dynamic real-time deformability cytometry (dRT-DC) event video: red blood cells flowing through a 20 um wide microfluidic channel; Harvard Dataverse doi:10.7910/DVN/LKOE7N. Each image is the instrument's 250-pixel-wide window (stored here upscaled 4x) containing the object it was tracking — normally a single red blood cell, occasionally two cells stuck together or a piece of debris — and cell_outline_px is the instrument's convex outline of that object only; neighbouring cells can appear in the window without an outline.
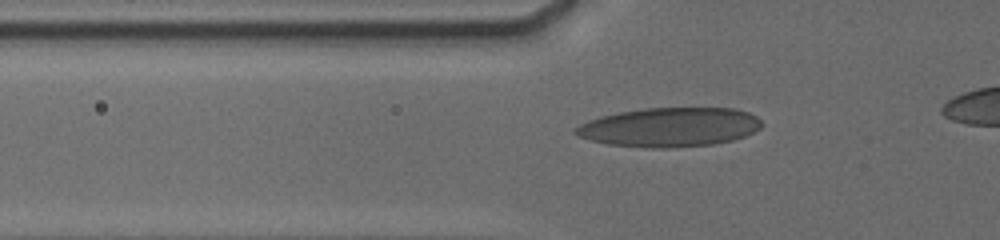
{"species": "human", "species_latin": "Homo sapiens", "temperature_condition": "cold", "stored_images_in_passage": 12, "segment_of_instrument_passage": [1, 2], "camera_frame_rate_fps": 3000, "um_per_image_px": 0.085, "donor": {"sex": "male"}, "frame": {"image": 1, "passage_image": 5, "time_ms": 1.333, "image_size_px": [1000, 240], "cell_outline_px": [[764, 124], [760, 128], [744, 136], [732, 140], [712, 144], [672, 148], [648, 148], [608, 144], [588, 140], [576, 136], [572, 132], [572, 128], [588, 120], [600, 116], [620, 112], [644, 108], [732, 108], [748, 112], [756, 116]], "centroid_in_image_um": [56.86, 10.81], "position_along_channel_um": 68.9, "area_um2": 42.77}}
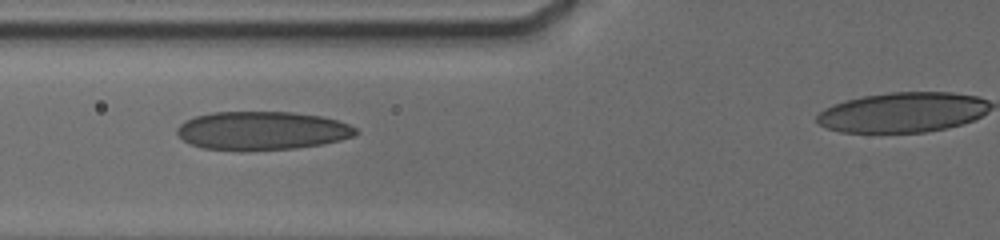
{"frame": {"image": 2, "passage_image": 8, "time_ms": 2.333, "image_size_px": [1000, 240], "cell_outline_px": [[356, 132], [352, 136], [340, 140], [320, 144], [296, 148], [248, 152], [240, 152], [204, 148], [192, 144], [184, 140], [176, 132], [176, 128], [184, 120], [196, 116], [212, 112], [292, 112], [320, 116], [336, 120], [348, 124], [356, 128]], "centroid_in_image_um": [22.21, 11.12], "position_along_channel_um": 103.6, "area_um2": 40.34}}
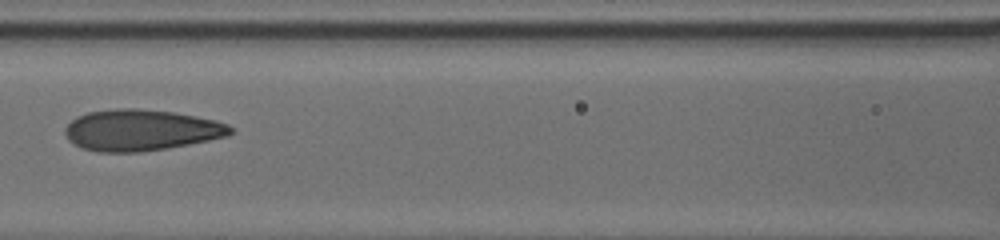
{"frame": {"image": 3, "passage_image": 10, "time_ms": 3.667, "image_size_px": [1000, 240], "cell_outline_px": [[232, 132], [228, 136], [168, 148], [140, 152], [96, 152], [84, 148], [68, 140], [64, 132], [64, 128], [76, 116], [88, 112], [116, 108], [136, 108], [172, 112], [216, 120], [228, 124], [232, 128]], "centroid_in_image_um": [11.96, 11.06], "position_along_channel_um": 154.6, "area_um2": 39.65}}